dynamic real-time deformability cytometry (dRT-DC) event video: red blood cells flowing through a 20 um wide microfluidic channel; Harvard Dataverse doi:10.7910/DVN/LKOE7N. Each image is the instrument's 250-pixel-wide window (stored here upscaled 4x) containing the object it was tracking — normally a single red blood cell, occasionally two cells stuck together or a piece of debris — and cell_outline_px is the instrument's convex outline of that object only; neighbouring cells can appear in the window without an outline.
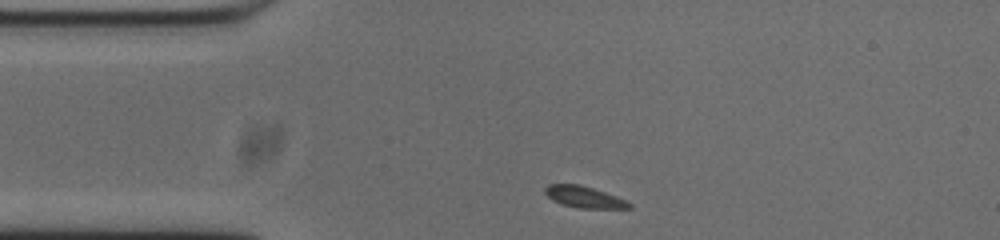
{"species": "common noctule bat (a hibernating species)", "species_latin": "Nyctalus noctula", "temperature_condition": "cold", "stored_images_in_passage": 44, "camera_frame_rate_fps": 3000, "um_per_image_px": 0.085, "animal": {"sex": "male", "body_mass_g": 20.0, "forearm_length_mm": 53.3}, "frame": {"image": 1, "passage_image": 1, "time_ms": 0.0, "image_size_px": [1000, 240], "cell_outline_px": [[632, 208], [580, 208], [560, 204], [552, 200], [544, 192], [544, 188], [548, 184], [580, 184], [616, 196], [632, 204]], "centroid_in_image_um": [49.62, 16.74], "position_along_channel_um": 35.4, "area_um2": 10.46}}
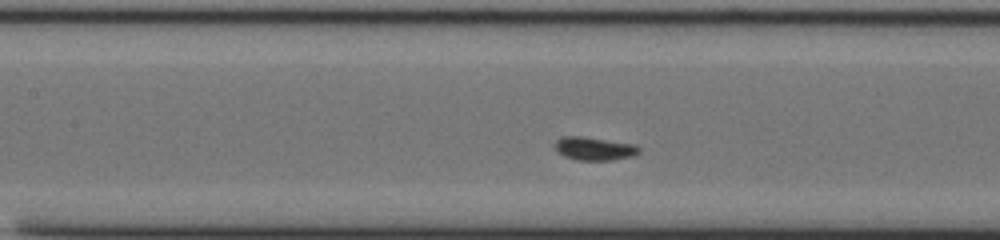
{"frame": {"image": 2, "passage_image": 13, "time_ms": 4.0, "image_size_px": [1000, 240], "cell_outline_px": [[640, 152], [632, 156], [612, 160], [576, 160], [564, 156], [556, 148], [556, 140], [564, 136], [580, 136], [636, 144], [640, 148]], "centroid_in_image_um": [50.55, 12.63], "position_along_channel_um": 156.8, "area_um2": 11.27}}
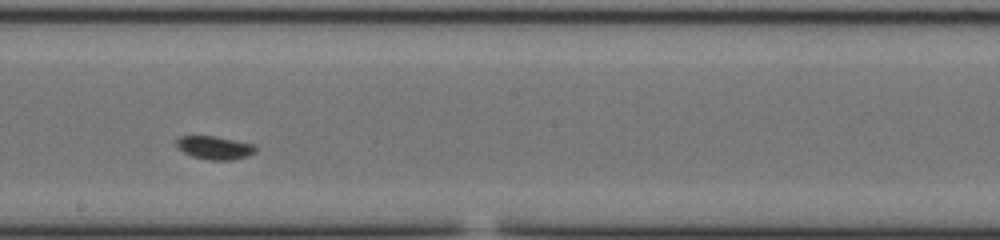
{"frame": {"image": 3, "passage_image": 19, "time_ms": 6.0, "image_size_px": [1000, 240], "cell_outline_px": [[256, 152], [248, 156], [232, 160], [208, 160], [192, 156], [176, 148], [176, 140], [180, 136], [212, 136], [256, 144]], "centroid_in_image_um": [18.25, 12.56], "position_along_channel_um": 229.9, "area_um2": 10.81}, "authors_computed_cell_mechanics": {"area_um2": 10.1439, "velocity_mm_per_s": 3.6773, "shape_relaxation_time_tau1_ms": 4.695, "shape_relaxation_time_tau2_ms": null, "deformation_change_tau1": 0.1034, "deformation_change_tau2": null}}